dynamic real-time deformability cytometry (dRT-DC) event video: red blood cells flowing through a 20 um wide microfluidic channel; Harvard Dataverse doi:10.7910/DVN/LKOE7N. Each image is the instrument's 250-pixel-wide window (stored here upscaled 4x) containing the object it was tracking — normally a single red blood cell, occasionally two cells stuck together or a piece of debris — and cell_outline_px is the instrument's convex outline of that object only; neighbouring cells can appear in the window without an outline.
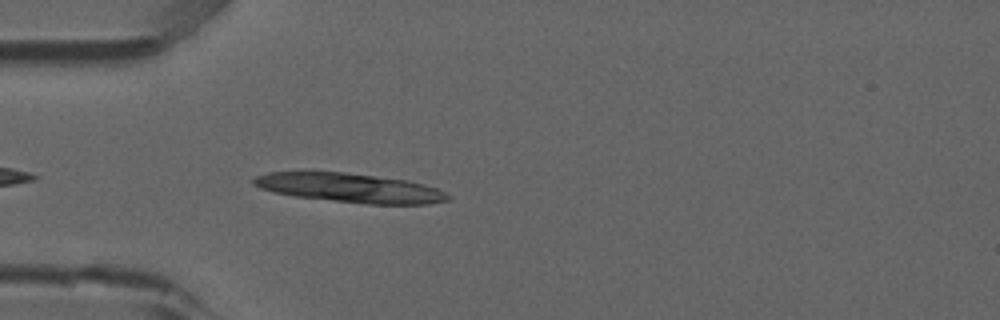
{"species": "common noctule bat (a hibernating species)", "species_latin": "Nyctalus noctula", "temperature_condition": "room temperature", "stored_images_in_passage": 2, "camera_frame_rate_fps": 3000, "um_per_image_px": 0.085, "animal": {"sex": "male", "forearm_length_mm": 52.5}, "frame": {"image": 1, "passage_image": 2, "time_ms": 0.333, "image_size_px": [1000, 320], "cell_outline_px": [[452, 196], [448, 200], [428, 204], [368, 204], [296, 196], [276, 192], [260, 188], [252, 184], [252, 180], [256, 176], [268, 172], [344, 172], [408, 180], [424, 184], [436, 188]], "centroid_in_image_um": [29.77, 15.97], "position_along_channel_um": 55.2, "area_um2": 32.71}}